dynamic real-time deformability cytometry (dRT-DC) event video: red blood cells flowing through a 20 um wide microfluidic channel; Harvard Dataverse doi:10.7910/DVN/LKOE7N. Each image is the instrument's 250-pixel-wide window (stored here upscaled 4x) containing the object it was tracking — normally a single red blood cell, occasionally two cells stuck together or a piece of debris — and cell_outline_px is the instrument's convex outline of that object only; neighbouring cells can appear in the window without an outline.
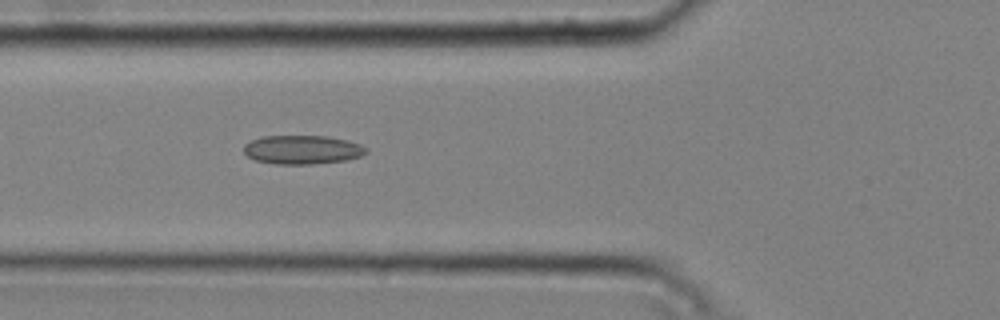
{"species": "common noctule bat (a hibernating species)", "species_latin": "Nyctalus noctula", "temperature_condition": "cold", "stored_images_in_passage": 34, "camera_frame_rate_fps": 3000, "um_per_image_px": 0.085, "animal": {"sex": "male", "body_mass_g": 20.4}, "frame": {"image": 1, "passage_image": 4, "time_ms": 1.0, "image_size_px": [1000, 320], "cell_outline_px": [[368, 152], [360, 156], [344, 160], [312, 164], [276, 164], [256, 160], [248, 156], [244, 152], [244, 144], [260, 136], [328, 136], [348, 140], [360, 144], [368, 148]], "centroid_in_image_um": [25.71, 12.71], "position_along_channel_um": 100.1, "area_um2": 20.58}}
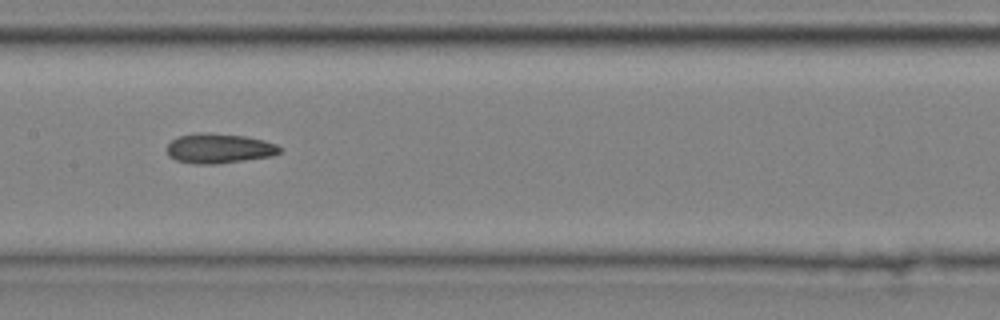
{"frame": {"image": 2, "passage_image": 11, "time_ms": 3.333, "image_size_px": [1000, 320], "cell_outline_px": [[284, 148], [280, 152], [272, 156], [216, 164], [196, 164], [176, 160], [168, 156], [168, 144], [172, 140], [180, 136], [200, 132], [208, 132], [244, 136], [264, 140], [276, 144]], "centroid_in_image_um": [18.65, 12.61], "position_along_channel_um": 188.8, "area_um2": 19.59}}
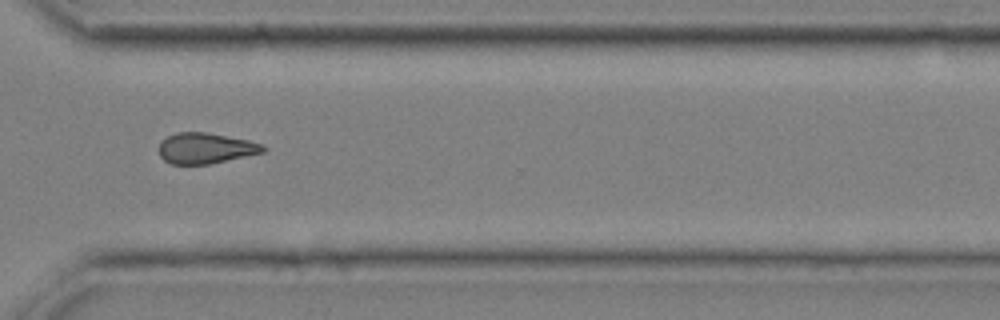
{"frame": {"image": 3, "passage_image": 24, "time_ms": 7.667, "image_size_px": [1000, 320], "cell_outline_px": [[268, 148], [264, 152], [208, 164], [172, 164], [164, 160], [160, 156], [160, 144], [168, 136], [176, 132], [204, 132], [248, 140], [264, 144]], "centroid_in_image_um": [17.5, 12.6], "position_along_channel_um": 353.1, "area_um2": 18.44}}